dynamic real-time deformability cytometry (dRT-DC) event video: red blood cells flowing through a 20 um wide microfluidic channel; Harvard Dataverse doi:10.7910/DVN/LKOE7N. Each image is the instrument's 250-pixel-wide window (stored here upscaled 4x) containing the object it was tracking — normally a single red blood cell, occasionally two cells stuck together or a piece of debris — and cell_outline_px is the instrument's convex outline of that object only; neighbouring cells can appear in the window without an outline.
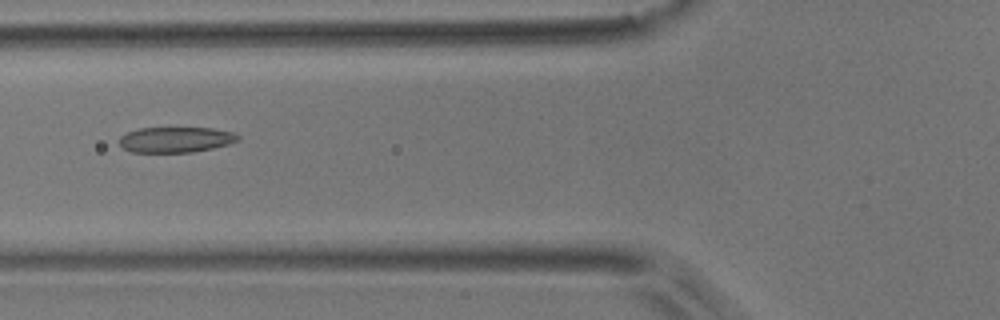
{"species": "common noctule bat (a hibernating species)", "species_latin": "Nyctalus noctula", "temperature_condition": "room temperature", "stored_images_in_passage": 7, "camera_frame_rate_fps": 3000, "um_per_image_px": 0.085, "animal": {"sex": "male", "body_mass_g": 17.9}, "frame": {"image": 1, "passage_image": 7, "time_ms": 6.667, "image_size_px": [1000, 320], "cell_outline_px": [[240, 136], [236, 140], [228, 144], [212, 148], [192, 152], [132, 152], [124, 148], [120, 144], [120, 136], [128, 132], [140, 128], [212, 128], [232, 132]], "centroid_in_image_um": [14.92, 11.87], "position_along_channel_um": 110.9, "area_um2": 17.4}}